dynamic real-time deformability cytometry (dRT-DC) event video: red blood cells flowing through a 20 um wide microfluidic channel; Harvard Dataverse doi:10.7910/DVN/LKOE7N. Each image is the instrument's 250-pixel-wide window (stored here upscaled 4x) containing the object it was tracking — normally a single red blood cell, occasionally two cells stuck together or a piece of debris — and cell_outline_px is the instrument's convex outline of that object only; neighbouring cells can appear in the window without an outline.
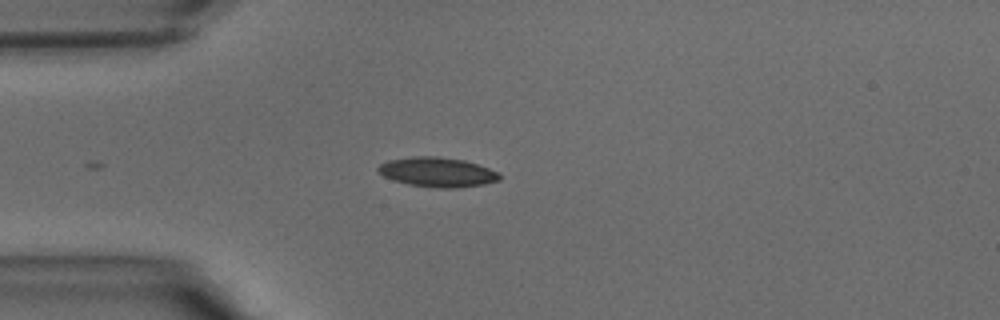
{"species": "common noctule bat (a hibernating species)", "species_latin": "Nyctalus noctula", "temperature_condition": "warm", "stored_images_in_passage": 8, "camera_frame_rate_fps": 3000, "um_per_image_px": 0.085, "animal": {"sex": "male", "body_mass_g": 15.6}, "frame": {"image": 1, "passage_image": 1, "time_ms": 0.0, "image_size_px": [1000, 320], "cell_outline_px": [[500, 180], [484, 184], [456, 188], [440, 188], [408, 184], [392, 180], [376, 172], [376, 168], [380, 164], [388, 160], [412, 156], [440, 156], [464, 160], [488, 168], [496, 172], [500, 176]], "centroid_in_image_um": [37.12, 14.62], "position_along_channel_um": 47.9, "area_um2": 20.98}}